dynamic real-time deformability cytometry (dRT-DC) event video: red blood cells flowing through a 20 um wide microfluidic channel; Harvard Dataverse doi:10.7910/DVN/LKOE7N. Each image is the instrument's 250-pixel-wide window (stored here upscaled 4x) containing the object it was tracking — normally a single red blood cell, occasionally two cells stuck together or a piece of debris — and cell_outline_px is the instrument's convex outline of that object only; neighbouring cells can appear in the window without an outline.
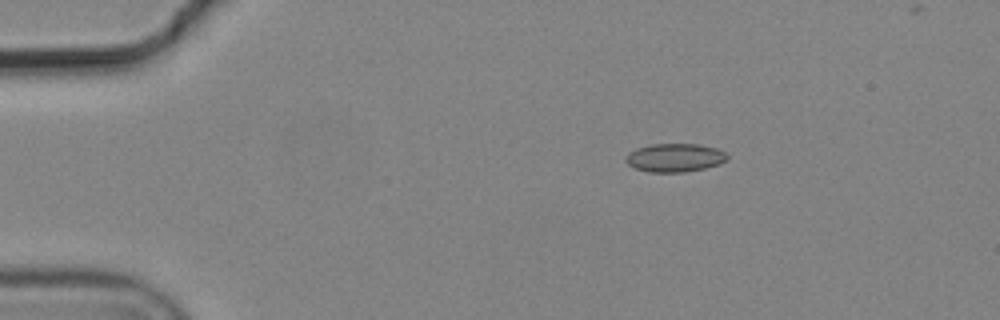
{"species": "common noctule bat (a hibernating species)", "species_latin": "Nyctalus noctula", "temperature_condition": "cold", "stored_images_in_passage": 4, "camera_frame_rate_fps": 3000, "um_per_image_px": 0.085, "animal": {"sex": "male", "body_mass_g": 19.2, "forearm_length_mm": 51.8}, "frame": {"image": 1, "passage_image": 1, "time_ms": 0.0, "image_size_px": [1000, 320], "cell_outline_px": [[728, 160], [720, 164], [704, 168], [684, 172], [648, 172], [636, 168], [628, 164], [624, 160], [636, 148], [652, 144], [700, 144], [716, 148], [724, 152], [728, 156]], "centroid_in_image_um": [57.4, 13.4], "position_along_channel_um": 27.6, "area_um2": 16.7}}